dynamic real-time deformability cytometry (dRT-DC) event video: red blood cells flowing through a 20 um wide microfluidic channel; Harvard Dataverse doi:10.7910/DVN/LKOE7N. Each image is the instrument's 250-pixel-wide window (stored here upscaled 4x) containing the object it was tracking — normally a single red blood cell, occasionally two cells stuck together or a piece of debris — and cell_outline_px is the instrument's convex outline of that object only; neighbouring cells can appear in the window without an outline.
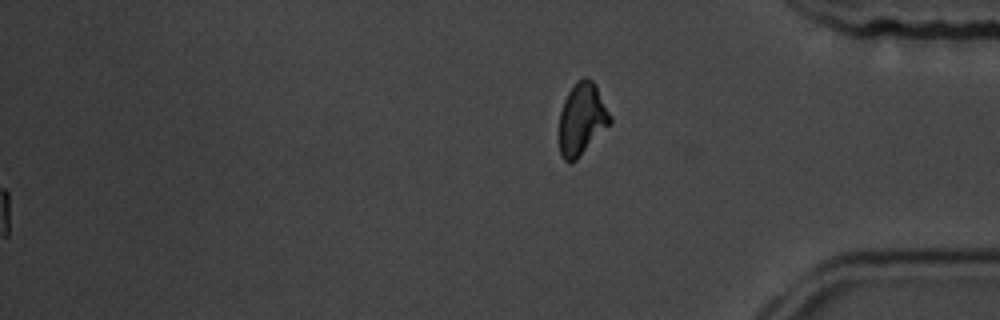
{"species": "common noctule bat (a hibernating species)", "species_latin": "Nyctalus noctula", "temperature_condition": "room temperature", "stored_images_in_passage": 16, "segment_of_instrument_passage": [2, 2], "camera_frame_rate_fps": 3000, "um_per_image_px": 0.085, "animal": {"sex": "male", "body_mass_g": 19.5, "forearm_length_mm": 54.6}, "frame": {"image": 1, "passage_image": 16, "time_ms": 19.0, "image_size_px": [1000, 320], "cell_outline_px": [[612, 124], [572, 164], [568, 164], [560, 156], [560, 112], [564, 100], [568, 92], [576, 80], [584, 76], [592, 80], [596, 84], [612, 116]], "centroid_in_image_um": [49.49, 10.13], "position_along_channel_um": 385.7, "area_um2": 21.85}}